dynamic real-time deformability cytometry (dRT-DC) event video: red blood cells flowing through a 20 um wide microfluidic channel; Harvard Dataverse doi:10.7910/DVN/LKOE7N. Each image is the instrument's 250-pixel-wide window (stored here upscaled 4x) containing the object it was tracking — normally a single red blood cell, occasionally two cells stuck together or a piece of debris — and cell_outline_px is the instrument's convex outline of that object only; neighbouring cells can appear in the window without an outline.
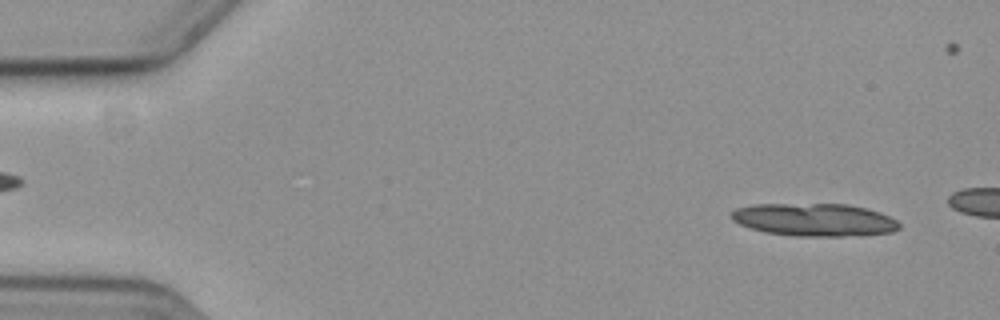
{"species": "common noctule bat (a hibernating species)", "species_latin": "Nyctalus noctula", "temperature_condition": "cold", "stored_images_in_passage": 18, "camera_frame_rate_fps": 3000, "um_per_image_px": 0.085, "animal": {"sex": "female", "body_mass_g": 19.3, "forearm_length_mm": 54.1}, "frame": {"image": 1, "passage_image": 5, "time_ms": 1.333, "image_size_px": [1000, 320], "cell_outline_px": [[900, 228], [892, 232], [840, 236], [792, 236], [764, 232], [748, 228], [732, 220], [732, 212], [736, 208], [752, 204], [848, 204], [880, 212], [896, 220], [900, 224]], "centroid_in_image_um": [69.18, 18.68], "position_along_channel_um": 15.8, "area_um2": 32.02}}